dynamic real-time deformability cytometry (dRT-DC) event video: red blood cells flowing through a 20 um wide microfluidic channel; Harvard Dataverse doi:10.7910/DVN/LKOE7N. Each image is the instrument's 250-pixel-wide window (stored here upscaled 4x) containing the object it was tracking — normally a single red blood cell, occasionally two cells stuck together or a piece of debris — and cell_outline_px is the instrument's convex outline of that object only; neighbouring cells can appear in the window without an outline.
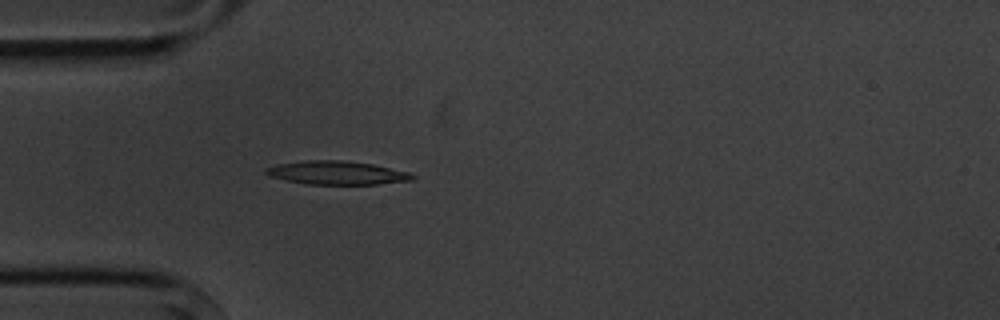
{"species": "common noctule bat (a hibernating species)", "species_latin": "Nyctalus noctula", "temperature_condition": "cold", "stored_images_in_passage": 4, "camera_frame_rate_fps": 3000, "um_per_image_px": 0.085, "animal": {"sex": "male", "body_mass_g": 20.1, "forearm_length_mm": 53.5}, "frame": {"image": 1, "passage_image": 4, "time_ms": 4.333, "image_size_px": [1000, 320], "cell_outline_px": [[416, 176], [412, 180], [376, 184], [308, 184], [268, 176], [264, 172], [264, 168], [276, 164], [308, 160], [344, 160], [372, 164], [408, 172]], "centroid_in_image_um": [28.6, 14.68], "position_along_channel_um": 56.4, "area_um2": 19.94}}